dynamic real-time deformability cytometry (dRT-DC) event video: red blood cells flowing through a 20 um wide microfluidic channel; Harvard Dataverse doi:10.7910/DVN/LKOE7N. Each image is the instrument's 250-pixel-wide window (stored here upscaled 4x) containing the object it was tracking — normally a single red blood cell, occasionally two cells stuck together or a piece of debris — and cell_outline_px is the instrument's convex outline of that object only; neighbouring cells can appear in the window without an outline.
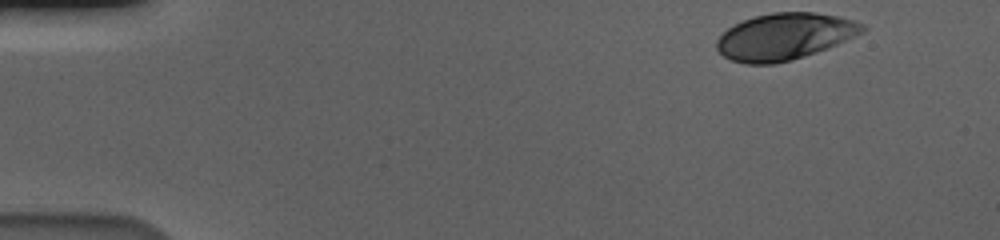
{"species": "human", "species_latin": "Homo sapiens", "temperature_condition": "cold", "stored_images_in_passage": 53, "camera_frame_rate_fps": 3000, "um_per_image_px": 0.085, "donor": {"sex": "male"}, "frame": {"image": 1, "passage_image": 1, "time_ms": 0.0, "image_size_px": [1000, 240], "cell_outline_px": [[868, 28], [864, 32], [828, 48], [792, 60], [776, 64], [744, 64], [732, 60], [724, 56], [716, 48], [716, 40], [728, 28], [744, 20], [756, 16], [772, 12], [816, 12], [836, 16], [852, 20], [864, 24]], "centroid_in_image_um": [66.7, 3.11], "position_along_channel_um": 18.3, "area_um2": 39.54}}
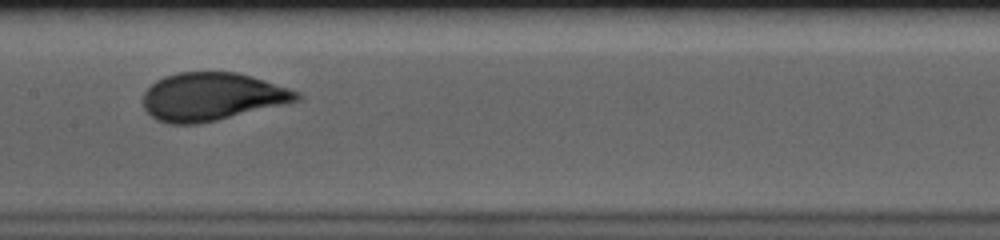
{"frame": {"image": 2, "passage_image": 25, "time_ms": 8.0, "image_size_px": [1000, 240], "cell_outline_px": [[304, 96], [300, 100], [216, 120], [196, 124], [168, 124], [156, 120], [144, 108], [144, 92], [156, 80], [164, 76], [180, 72], [236, 72], [288, 88], [300, 92]], "centroid_in_image_um": [17.99, 8.22], "position_along_channel_um": 189.4, "area_um2": 42.54}}
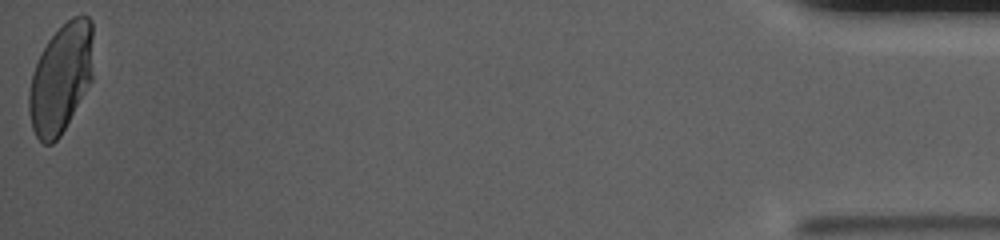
{"frame": {"image": 3, "passage_image": 53, "time_ms": 17.333, "image_size_px": [1000, 240], "cell_outline_px": [[92, 80], [60, 136], [52, 144], [44, 144], [36, 136], [32, 128], [28, 108], [28, 92], [32, 72], [48, 40], [72, 16], [88, 16], [92, 20]], "centroid_in_image_um": [5.16, 6.67], "position_along_channel_um": 430.0, "area_um2": 40.63}, "authors_computed_cell_mechanics": {"area_um2": 41.7316, "velocity_mm_per_s": 3.5604, "shape_relaxation_time_tau1_ms": 4.5012, "shape_relaxation_time_tau2_ms": null, "deformation_change_tau1": 0.1751, "deformation_change_tau2": null}}